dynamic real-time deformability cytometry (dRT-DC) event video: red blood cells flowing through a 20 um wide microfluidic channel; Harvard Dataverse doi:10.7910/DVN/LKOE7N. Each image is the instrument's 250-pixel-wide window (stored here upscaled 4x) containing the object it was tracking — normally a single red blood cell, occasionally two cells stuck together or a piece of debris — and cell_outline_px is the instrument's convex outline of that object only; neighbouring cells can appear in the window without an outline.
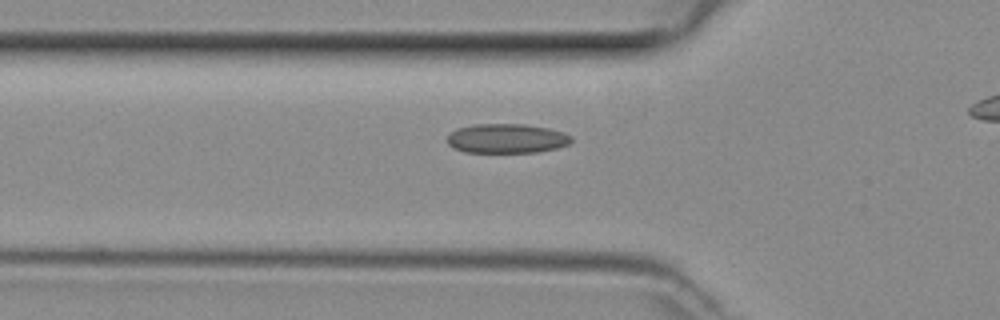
{"species": "common noctule bat (a hibernating species)", "species_latin": "Nyctalus noctula", "temperature_condition": "room temperature", "stored_images_in_passage": 27, "camera_frame_rate_fps": 3000, "um_per_image_px": 0.085, "animal": {"sex": "female", "body_mass_g": 29.2, "forearm_length_mm": 56.3}, "frame": {"image": 1, "passage_image": 2, "time_ms": 0.333, "image_size_px": [1000, 320], "cell_outline_px": [[572, 140], [568, 144], [556, 148], [536, 152], [464, 152], [452, 148], [448, 144], [448, 136], [456, 128], [476, 124], [524, 124], [548, 128], [564, 132], [572, 136]], "centroid_in_image_um": [43.06, 11.77], "position_along_channel_um": 82.7, "area_um2": 21.27}}
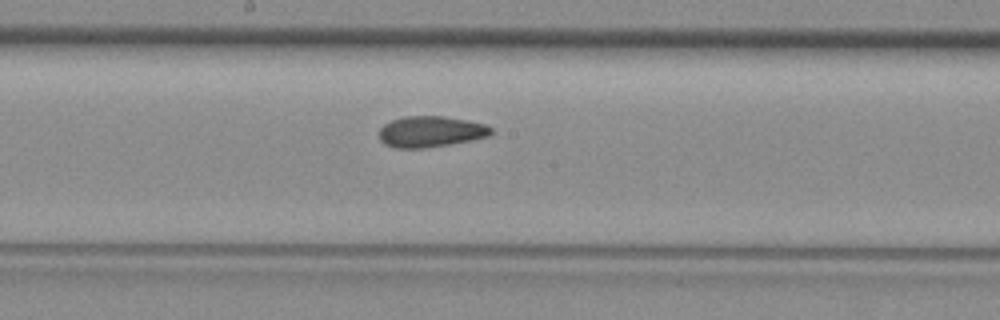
{"frame": {"image": 2, "passage_image": 11, "time_ms": 3.333, "image_size_px": [1000, 320], "cell_outline_px": [[492, 132], [488, 136], [448, 144], [424, 148], [396, 148], [384, 144], [380, 140], [380, 128], [384, 124], [392, 120], [404, 116], [444, 116], [468, 120], [484, 124], [492, 128]], "centroid_in_image_um": [36.57, 11.18], "position_along_channel_um": 211.6, "area_um2": 20.06}}
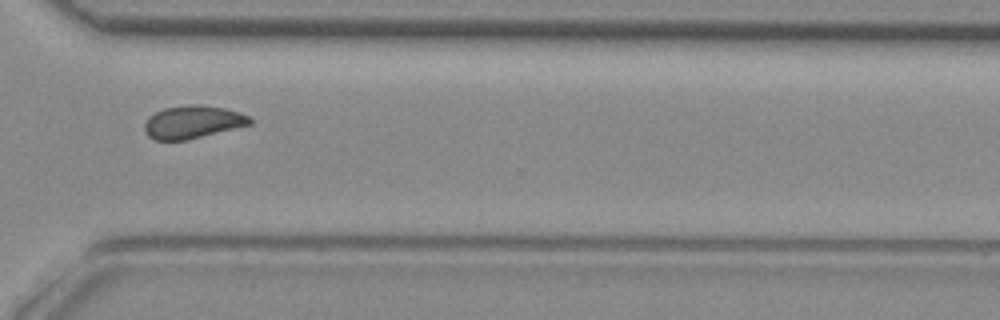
{"frame": {"image": 3, "passage_image": 21, "time_ms": 6.667, "image_size_px": [1000, 320], "cell_outline_px": [[252, 124], [188, 140], [156, 140], [148, 136], [144, 128], [144, 124], [148, 116], [164, 108], [188, 104], [200, 104], [224, 108], [248, 116], [252, 120]], "centroid_in_image_um": [16.35, 10.37], "position_along_channel_um": 354.2, "area_um2": 20.17}}